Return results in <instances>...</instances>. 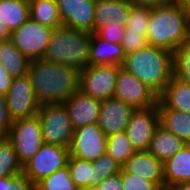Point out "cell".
<instances>
[{"label": "cell", "instance_id": "obj_1", "mask_svg": "<svg viewBox=\"0 0 190 190\" xmlns=\"http://www.w3.org/2000/svg\"><path fill=\"white\" fill-rule=\"evenodd\" d=\"M146 40L149 45L175 50L190 40V13L185 3L168 2L151 8Z\"/></svg>", "mask_w": 190, "mask_h": 190}, {"label": "cell", "instance_id": "obj_2", "mask_svg": "<svg viewBox=\"0 0 190 190\" xmlns=\"http://www.w3.org/2000/svg\"><path fill=\"white\" fill-rule=\"evenodd\" d=\"M80 71L43 59L32 60L28 75L40 105L63 103L79 90Z\"/></svg>", "mask_w": 190, "mask_h": 190}, {"label": "cell", "instance_id": "obj_3", "mask_svg": "<svg viewBox=\"0 0 190 190\" xmlns=\"http://www.w3.org/2000/svg\"><path fill=\"white\" fill-rule=\"evenodd\" d=\"M122 68L135 75L159 97L174 76V54L147 44L126 54Z\"/></svg>", "mask_w": 190, "mask_h": 190}, {"label": "cell", "instance_id": "obj_4", "mask_svg": "<svg viewBox=\"0 0 190 190\" xmlns=\"http://www.w3.org/2000/svg\"><path fill=\"white\" fill-rule=\"evenodd\" d=\"M91 33L67 26L54 28L43 60L81 71L89 65Z\"/></svg>", "mask_w": 190, "mask_h": 190}, {"label": "cell", "instance_id": "obj_5", "mask_svg": "<svg viewBox=\"0 0 190 190\" xmlns=\"http://www.w3.org/2000/svg\"><path fill=\"white\" fill-rule=\"evenodd\" d=\"M45 144L70 148L75 129L63 103L40 105L37 113Z\"/></svg>", "mask_w": 190, "mask_h": 190}, {"label": "cell", "instance_id": "obj_6", "mask_svg": "<svg viewBox=\"0 0 190 190\" xmlns=\"http://www.w3.org/2000/svg\"><path fill=\"white\" fill-rule=\"evenodd\" d=\"M7 138L13 144L18 160L24 165L44 144L38 115L13 121Z\"/></svg>", "mask_w": 190, "mask_h": 190}, {"label": "cell", "instance_id": "obj_7", "mask_svg": "<svg viewBox=\"0 0 190 190\" xmlns=\"http://www.w3.org/2000/svg\"><path fill=\"white\" fill-rule=\"evenodd\" d=\"M118 65H88L79 73V90L95 99L106 100L114 97Z\"/></svg>", "mask_w": 190, "mask_h": 190}, {"label": "cell", "instance_id": "obj_8", "mask_svg": "<svg viewBox=\"0 0 190 190\" xmlns=\"http://www.w3.org/2000/svg\"><path fill=\"white\" fill-rule=\"evenodd\" d=\"M69 156L68 148L44 143L39 151L23 165V173L36 185L57 170L65 168Z\"/></svg>", "mask_w": 190, "mask_h": 190}, {"label": "cell", "instance_id": "obj_9", "mask_svg": "<svg viewBox=\"0 0 190 190\" xmlns=\"http://www.w3.org/2000/svg\"><path fill=\"white\" fill-rule=\"evenodd\" d=\"M53 28L26 20L18 29L11 32L10 39L30 60L43 59Z\"/></svg>", "mask_w": 190, "mask_h": 190}, {"label": "cell", "instance_id": "obj_10", "mask_svg": "<svg viewBox=\"0 0 190 190\" xmlns=\"http://www.w3.org/2000/svg\"><path fill=\"white\" fill-rule=\"evenodd\" d=\"M5 98L10 118L13 121L36 116L39 111L40 104L35 97L28 74L13 78Z\"/></svg>", "mask_w": 190, "mask_h": 190}, {"label": "cell", "instance_id": "obj_11", "mask_svg": "<svg viewBox=\"0 0 190 190\" xmlns=\"http://www.w3.org/2000/svg\"><path fill=\"white\" fill-rule=\"evenodd\" d=\"M114 98L135 109L157 105L158 96L144 85L135 75L120 68L114 90Z\"/></svg>", "mask_w": 190, "mask_h": 190}, {"label": "cell", "instance_id": "obj_12", "mask_svg": "<svg viewBox=\"0 0 190 190\" xmlns=\"http://www.w3.org/2000/svg\"><path fill=\"white\" fill-rule=\"evenodd\" d=\"M107 136L96 124L81 126L74 131L70 156L94 161L106 153Z\"/></svg>", "mask_w": 190, "mask_h": 190}, {"label": "cell", "instance_id": "obj_13", "mask_svg": "<svg viewBox=\"0 0 190 190\" xmlns=\"http://www.w3.org/2000/svg\"><path fill=\"white\" fill-rule=\"evenodd\" d=\"M158 125L159 111L157 105L134 110L128 122L126 133L135 151L149 149Z\"/></svg>", "mask_w": 190, "mask_h": 190}, {"label": "cell", "instance_id": "obj_14", "mask_svg": "<svg viewBox=\"0 0 190 190\" xmlns=\"http://www.w3.org/2000/svg\"><path fill=\"white\" fill-rule=\"evenodd\" d=\"M95 2L96 0H56L62 25L93 33Z\"/></svg>", "mask_w": 190, "mask_h": 190}, {"label": "cell", "instance_id": "obj_15", "mask_svg": "<svg viewBox=\"0 0 190 190\" xmlns=\"http://www.w3.org/2000/svg\"><path fill=\"white\" fill-rule=\"evenodd\" d=\"M135 108L116 98L102 100L97 124L107 137L126 131Z\"/></svg>", "mask_w": 190, "mask_h": 190}, {"label": "cell", "instance_id": "obj_16", "mask_svg": "<svg viewBox=\"0 0 190 190\" xmlns=\"http://www.w3.org/2000/svg\"><path fill=\"white\" fill-rule=\"evenodd\" d=\"M122 169L126 173L154 182L160 189L165 188L163 162L150 154L148 150L135 151Z\"/></svg>", "mask_w": 190, "mask_h": 190}, {"label": "cell", "instance_id": "obj_17", "mask_svg": "<svg viewBox=\"0 0 190 190\" xmlns=\"http://www.w3.org/2000/svg\"><path fill=\"white\" fill-rule=\"evenodd\" d=\"M63 104L68 110L74 129L98 122L101 100L90 97L78 90L70 98L66 99Z\"/></svg>", "mask_w": 190, "mask_h": 190}, {"label": "cell", "instance_id": "obj_18", "mask_svg": "<svg viewBox=\"0 0 190 190\" xmlns=\"http://www.w3.org/2000/svg\"><path fill=\"white\" fill-rule=\"evenodd\" d=\"M132 4L129 0H96L94 11V32L114 20L125 26Z\"/></svg>", "mask_w": 190, "mask_h": 190}, {"label": "cell", "instance_id": "obj_19", "mask_svg": "<svg viewBox=\"0 0 190 190\" xmlns=\"http://www.w3.org/2000/svg\"><path fill=\"white\" fill-rule=\"evenodd\" d=\"M125 56L121 43H110L95 32L91 33L89 65L122 66Z\"/></svg>", "mask_w": 190, "mask_h": 190}, {"label": "cell", "instance_id": "obj_20", "mask_svg": "<svg viewBox=\"0 0 190 190\" xmlns=\"http://www.w3.org/2000/svg\"><path fill=\"white\" fill-rule=\"evenodd\" d=\"M165 188L176 183L190 182V144L163 162Z\"/></svg>", "mask_w": 190, "mask_h": 190}, {"label": "cell", "instance_id": "obj_21", "mask_svg": "<svg viewBox=\"0 0 190 190\" xmlns=\"http://www.w3.org/2000/svg\"><path fill=\"white\" fill-rule=\"evenodd\" d=\"M0 62L12 77H23L29 72L30 60L15 46L12 40H0Z\"/></svg>", "mask_w": 190, "mask_h": 190}, {"label": "cell", "instance_id": "obj_22", "mask_svg": "<svg viewBox=\"0 0 190 190\" xmlns=\"http://www.w3.org/2000/svg\"><path fill=\"white\" fill-rule=\"evenodd\" d=\"M157 107L159 124L181 138L186 144H190V113L167 108L159 100Z\"/></svg>", "mask_w": 190, "mask_h": 190}, {"label": "cell", "instance_id": "obj_23", "mask_svg": "<svg viewBox=\"0 0 190 190\" xmlns=\"http://www.w3.org/2000/svg\"><path fill=\"white\" fill-rule=\"evenodd\" d=\"M186 143L160 124L151 139L148 152L165 162L175 155Z\"/></svg>", "mask_w": 190, "mask_h": 190}, {"label": "cell", "instance_id": "obj_24", "mask_svg": "<svg viewBox=\"0 0 190 190\" xmlns=\"http://www.w3.org/2000/svg\"><path fill=\"white\" fill-rule=\"evenodd\" d=\"M158 100L167 108L190 113V85L174 75Z\"/></svg>", "mask_w": 190, "mask_h": 190}, {"label": "cell", "instance_id": "obj_25", "mask_svg": "<svg viewBox=\"0 0 190 190\" xmlns=\"http://www.w3.org/2000/svg\"><path fill=\"white\" fill-rule=\"evenodd\" d=\"M30 18L29 0H0V21L10 32Z\"/></svg>", "mask_w": 190, "mask_h": 190}, {"label": "cell", "instance_id": "obj_26", "mask_svg": "<svg viewBox=\"0 0 190 190\" xmlns=\"http://www.w3.org/2000/svg\"><path fill=\"white\" fill-rule=\"evenodd\" d=\"M30 18L50 28L62 26L56 0H29Z\"/></svg>", "mask_w": 190, "mask_h": 190}, {"label": "cell", "instance_id": "obj_27", "mask_svg": "<svg viewBox=\"0 0 190 190\" xmlns=\"http://www.w3.org/2000/svg\"><path fill=\"white\" fill-rule=\"evenodd\" d=\"M67 167L74 184L80 189L98 187L94 180L92 161L69 156Z\"/></svg>", "mask_w": 190, "mask_h": 190}, {"label": "cell", "instance_id": "obj_28", "mask_svg": "<svg viewBox=\"0 0 190 190\" xmlns=\"http://www.w3.org/2000/svg\"><path fill=\"white\" fill-rule=\"evenodd\" d=\"M23 172L13 144L7 137L0 138V177H14Z\"/></svg>", "mask_w": 190, "mask_h": 190}, {"label": "cell", "instance_id": "obj_29", "mask_svg": "<svg viewBox=\"0 0 190 190\" xmlns=\"http://www.w3.org/2000/svg\"><path fill=\"white\" fill-rule=\"evenodd\" d=\"M133 148L126 131L118 132L107 137L106 153L112 156L122 167L133 155Z\"/></svg>", "mask_w": 190, "mask_h": 190}, {"label": "cell", "instance_id": "obj_30", "mask_svg": "<svg viewBox=\"0 0 190 190\" xmlns=\"http://www.w3.org/2000/svg\"><path fill=\"white\" fill-rule=\"evenodd\" d=\"M36 188L38 190H80L72 181L67 166L39 181Z\"/></svg>", "mask_w": 190, "mask_h": 190}, {"label": "cell", "instance_id": "obj_31", "mask_svg": "<svg viewBox=\"0 0 190 190\" xmlns=\"http://www.w3.org/2000/svg\"><path fill=\"white\" fill-rule=\"evenodd\" d=\"M174 75L190 85V40L174 52Z\"/></svg>", "mask_w": 190, "mask_h": 190}, {"label": "cell", "instance_id": "obj_32", "mask_svg": "<svg viewBox=\"0 0 190 190\" xmlns=\"http://www.w3.org/2000/svg\"><path fill=\"white\" fill-rule=\"evenodd\" d=\"M92 169L94 180H97V184L99 185L109 176L121 172L122 167L112 156L105 153L92 161Z\"/></svg>", "mask_w": 190, "mask_h": 190}, {"label": "cell", "instance_id": "obj_33", "mask_svg": "<svg viewBox=\"0 0 190 190\" xmlns=\"http://www.w3.org/2000/svg\"><path fill=\"white\" fill-rule=\"evenodd\" d=\"M151 8L132 5L125 30L135 33H147Z\"/></svg>", "mask_w": 190, "mask_h": 190}, {"label": "cell", "instance_id": "obj_34", "mask_svg": "<svg viewBox=\"0 0 190 190\" xmlns=\"http://www.w3.org/2000/svg\"><path fill=\"white\" fill-rule=\"evenodd\" d=\"M122 190H161L154 182L121 169Z\"/></svg>", "mask_w": 190, "mask_h": 190}, {"label": "cell", "instance_id": "obj_35", "mask_svg": "<svg viewBox=\"0 0 190 190\" xmlns=\"http://www.w3.org/2000/svg\"><path fill=\"white\" fill-rule=\"evenodd\" d=\"M125 32V26L114 20L107 26L100 27L95 33L110 43H121Z\"/></svg>", "mask_w": 190, "mask_h": 190}, {"label": "cell", "instance_id": "obj_36", "mask_svg": "<svg viewBox=\"0 0 190 190\" xmlns=\"http://www.w3.org/2000/svg\"><path fill=\"white\" fill-rule=\"evenodd\" d=\"M147 44L146 33H135L130 30H125L121 41L125 54L141 49Z\"/></svg>", "mask_w": 190, "mask_h": 190}, {"label": "cell", "instance_id": "obj_37", "mask_svg": "<svg viewBox=\"0 0 190 190\" xmlns=\"http://www.w3.org/2000/svg\"><path fill=\"white\" fill-rule=\"evenodd\" d=\"M13 120L10 118L9 111L6 105V98L0 94V136L7 137Z\"/></svg>", "mask_w": 190, "mask_h": 190}, {"label": "cell", "instance_id": "obj_38", "mask_svg": "<svg viewBox=\"0 0 190 190\" xmlns=\"http://www.w3.org/2000/svg\"><path fill=\"white\" fill-rule=\"evenodd\" d=\"M35 187L36 185L23 172L11 177L10 190H34Z\"/></svg>", "mask_w": 190, "mask_h": 190}, {"label": "cell", "instance_id": "obj_39", "mask_svg": "<svg viewBox=\"0 0 190 190\" xmlns=\"http://www.w3.org/2000/svg\"><path fill=\"white\" fill-rule=\"evenodd\" d=\"M97 188L99 190H122L121 172L109 176Z\"/></svg>", "mask_w": 190, "mask_h": 190}, {"label": "cell", "instance_id": "obj_40", "mask_svg": "<svg viewBox=\"0 0 190 190\" xmlns=\"http://www.w3.org/2000/svg\"><path fill=\"white\" fill-rule=\"evenodd\" d=\"M13 78L6 72L0 62V94L6 95L11 87Z\"/></svg>", "mask_w": 190, "mask_h": 190}, {"label": "cell", "instance_id": "obj_41", "mask_svg": "<svg viewBox=\"0 0 190 190\" xmlns=\"http://www.w3.org/2000/svg\"><path fill=\"white\" fill-rule=\"evenodd\" d=\"M132 5L154 8L158 5L171 2L172 0H129Z\"/></svg>", "mask_w": 190, "mask_h": 190}, {"label": "cell", "instance_id": "obj_42", "mask_svg": "<svg viewBox=\"0 0 190 190\" xmlns=\"http://www.w3.org/2000/svg\"><path fill=\"white\" fill-rule=\"evenodd\" d=\"M167 190H190V182L176 183L166 188Z\"/></svg>", "mask_w": 190, "mask_h": 190}, {"label": "cell", "instance_id": "obj_43", "mask_svg": "<svg viewBox=\"0 0 190 190\" xmlns=\"http://www.w3.org/2000/svg\"><path fill=\"white\" fill-rule=\"evenodd\" d=\"M10 35H11V32L4 25V23L0 21V40L9 39Z\"/></svg>", "mask_w": 190, "mask_h": 190}, {"label": "cell", "instance_id": "obj_44", "mask_svg": "<svg viewBox=\"0 0 190 190\" xmlns=\"http://www.w3.org/2000/svg\"><path fill=\"white\" fill-rule=\"evenodd\" d=\"M11 177H0V190H10Z\"/></svg>", "mask_w": 190, "mask_h": 190}, {"label": "cell", "instance_id": "obj_45", "mask_svg": "<svg viewBox=\"0 0 190 190\" xmlns=\"http://www.w3.org/2000/svg\"><path fill=\"white\" fill-rule=\"evenodd\" d=\"M172 1L187 4L190 0H172Z\"/></svg>", "mask_w": 190, "mask_h": 190}, {"label": "cell", "instance_id": "obj_46", "mask_svg": "<svg viewBox=\"0 0 190 190\" xmlns=\"http://www.w3.org/2000/svg\"><path fill=\"white\" fill-rule=\"evenodd\" d=\"M82 190H99L97 187L95 188H85V189H82Z\"/></svg>", "mask_w": 190, "mask_h": 190}, {"label": "cell", "instance_id": "obj_47", "mask_svg": "<svg viewBox=\"0 0 190 190\" xmlns=\"http://www.w3.org/2000/svg\"><path fill=\"white\" fill-rule=\"evenodd\" d=\"M186 5H187L188 10L190 11V1Z\"/></svg>", "mask_w": 190, "mask_h": 190}]
</instances>
